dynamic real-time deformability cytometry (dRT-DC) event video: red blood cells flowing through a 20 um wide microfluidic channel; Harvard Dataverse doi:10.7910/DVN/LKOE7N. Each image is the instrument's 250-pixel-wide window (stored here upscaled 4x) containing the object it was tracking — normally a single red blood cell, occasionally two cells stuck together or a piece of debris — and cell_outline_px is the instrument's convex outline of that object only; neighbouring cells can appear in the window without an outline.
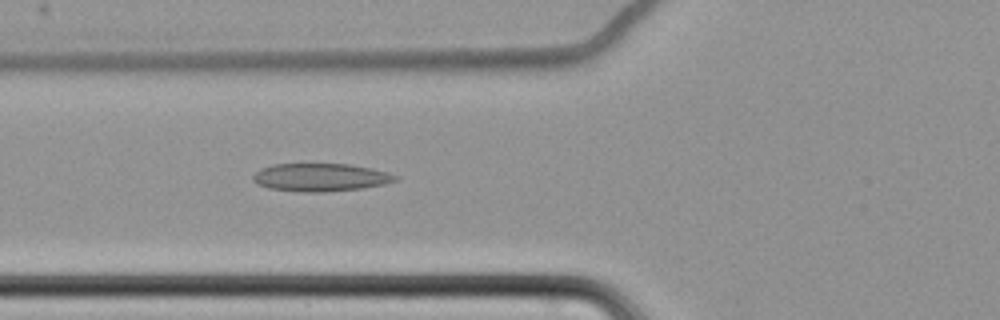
{"species": "common noctule bat (a hibernating species)", "species_latin": "Nyctalus noctula", "temperature_condition": "cold", "stored_images_in_passage": 52, "camera_frame_rate_fps": 3000, "um_per_image_px": 0.085, "animal": {"sex": "female", "body_mass_g": 22.7, "forearm_length_mm": 54.2}, "frame": {"image": 1, "passage_image": 17, "time_ms": 5.333, "image_size_px": [1000, 320], "cell_outline_px": [[400, 180], [384, 184], [364, 188], [324, 192], [304, 192], [268, 188], [256, 184], [252, 180], [252, 176], [260, 168], [272, 164], [352, 164], [372, 168], [388, 172], [400, 176]], "centroid_in_image_um": [27.27, 15.07], "position_along_channel_um": 98.5, "area_um2": 23.52}}
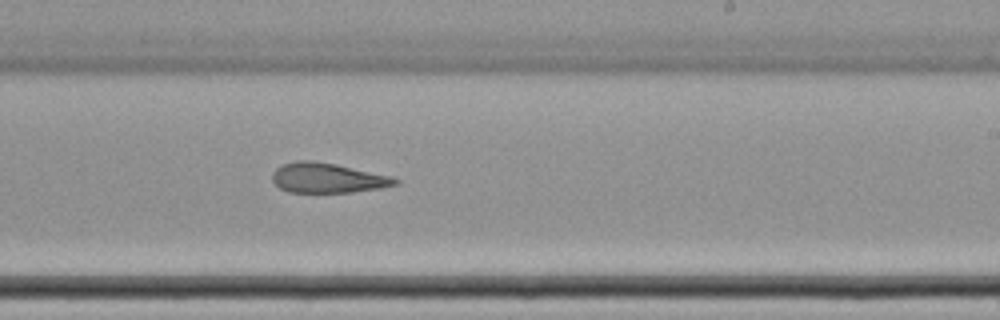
{"frame": {"image": 2, "passage_image": 31, "time_ms": 10.0, "image_size_px": [1000, 320], "cell_outline_px": [[400, 184], [380, 188], [352, 192], [288, 192], [280, 188], [272, 180], [272, 172], [280, 164], [296, 160], [312, 160], [336, 164], [392, 176], [400, 180]], "centroid_in_image_um": [27.84, 15.11], "position_along_channel_um": 261.2, "area_um2": 21.62}}
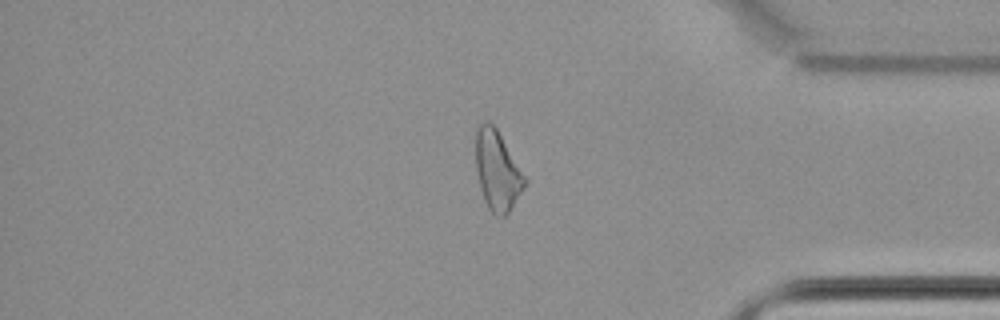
{"frame": {"image": 3, "passage_image": 44, "time_ms": 14.333, "image_size_px": [1000, 320], "cell_outline_px": [[528, 180], [524, 188], [508, 212], [504, 216], [496, 216], [488, 208], [484, 200], [480, 188], [476, 168], [476, 128], [484, 120], [488, 120], [496, 128]], "centroid_in_image_um": [42.26, 14.49], "position_along_channel_um": 392.9, "area_um2": 22.6}}